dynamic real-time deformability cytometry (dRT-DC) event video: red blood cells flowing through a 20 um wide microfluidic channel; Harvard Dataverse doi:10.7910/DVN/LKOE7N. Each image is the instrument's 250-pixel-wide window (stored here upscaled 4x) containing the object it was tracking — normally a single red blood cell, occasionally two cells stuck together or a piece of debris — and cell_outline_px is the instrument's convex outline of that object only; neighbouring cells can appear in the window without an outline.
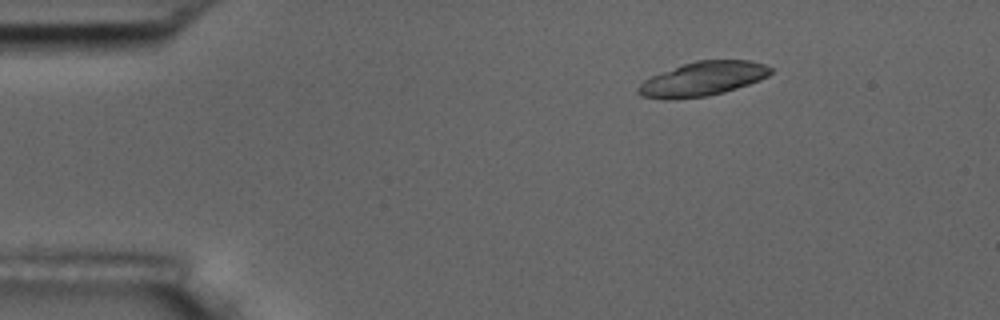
{"species": "common noctule bat (a hibernating species)", "species_latin": "Nyctalus noctula", "temperature_condition": "room temperature", "stored_images_in_passage": 44, "camera_frame_rate_fps": 3000, "um_per_image_px": 0.085, "animal": {"sex": "male", "body_mass_g": 17.5, "forearm_length_mm": 52.3}, "frame": {"image": 1, "passage_image": 1, "time_ms": 0.0, "image_size_px": [1000, 320], "cell_outline_px": [[772, 72], [768, 76], [760, 80], [724, 92], [708, 96], [668, 100], [640, 96], [636, 92], [636, 88], [644, 80], [652, 76], [684, 64], [696, 60], [752, 60], [764, 64], [772, 68]], "centroid_in_image_um": [59.73, 6.71], "position_along_channel_um": 25.3, "area_um2": 26.36}}
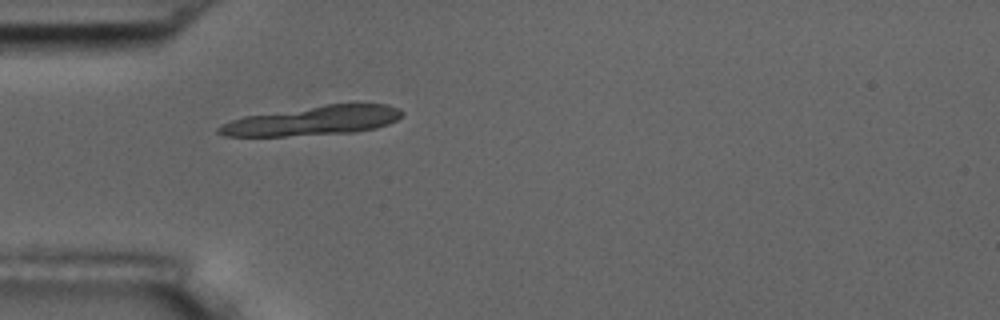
{"frame": {"image": 2, "passage_image": 9, "time_ms": 2.667, "image_size_px": [1000, 320], "cell_outline_px": [[404, 116], [388, 124], [376, 128], [352, 132], [284, 136], [224, 136], [216, 132], [216, 128], [232, 120], [244, 116], [328, 104], [388, 104], [400, 108], [404, 112]], "centroid_in_image_um": [26.64, 10.25], "position_along_channel_um": 58.4, "area_um2": 31.1}}